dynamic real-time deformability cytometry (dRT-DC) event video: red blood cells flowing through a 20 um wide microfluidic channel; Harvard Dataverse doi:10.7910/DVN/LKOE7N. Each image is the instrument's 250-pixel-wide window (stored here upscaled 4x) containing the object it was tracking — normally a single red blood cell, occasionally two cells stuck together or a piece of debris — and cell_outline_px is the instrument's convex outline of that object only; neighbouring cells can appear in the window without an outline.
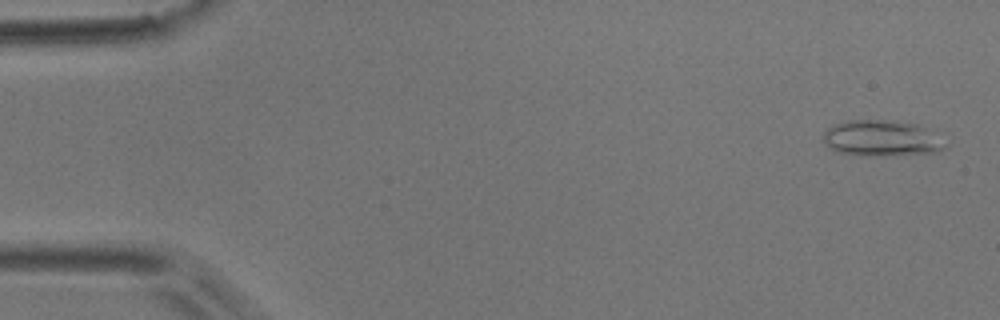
{"species": "common noctule bat (a hibernating species)", "species_latin": "Nyctalus noctula", "temperature_condition": "room temperature", "stored_images_in_passage": 52, "camera_frame_rate_fps": 3000, "um_per_image_px": 0.085, "animal": {"sex": "male", "body_mass_g": 17.9}, "frame": {"image": 1, "passage_image": 2, "time_ms": 0.333, "image_size_px": [1000, 320], "cell_outline_px": [[944, 148], [936, 152], [876, 156], [864, 156], [836, 152], [824, 144], [824, 132], [828, 128], [836, 124], [848, 120], [884, 120], [920, 124]], "centroid_in_image_um": [74.78, 11.76], "position_along_channel_um": 10.2, "area_um2": 24.8}}
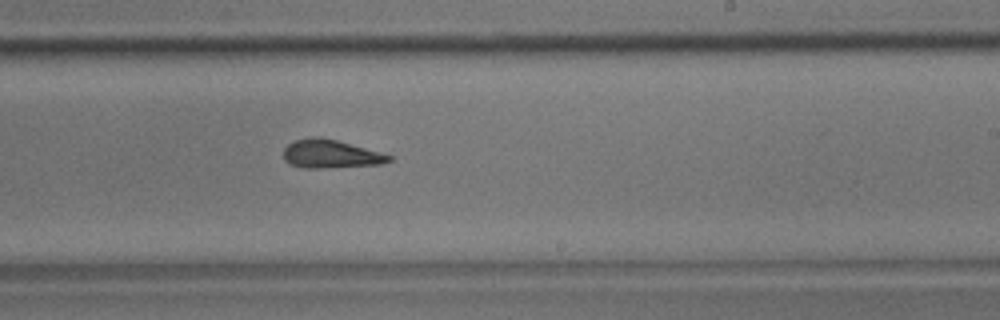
{"frame": {"image": 2, "passage_image": 31, "time_ms": 10.0, "image_size_px": [1000, 320], "cell_outline_px": [[392, 160], [380, 164], [320, 168], [304, 168], [288, 164], [284, 160], [284, 148], [288, 144], [296, 140], [312, 136], [320, 136], [336, 140], [392, 156]], "centroid_in_image_um": [28.04, 13.09], "position_along_channel_um": 261.0, "area_um2": 17.22}}
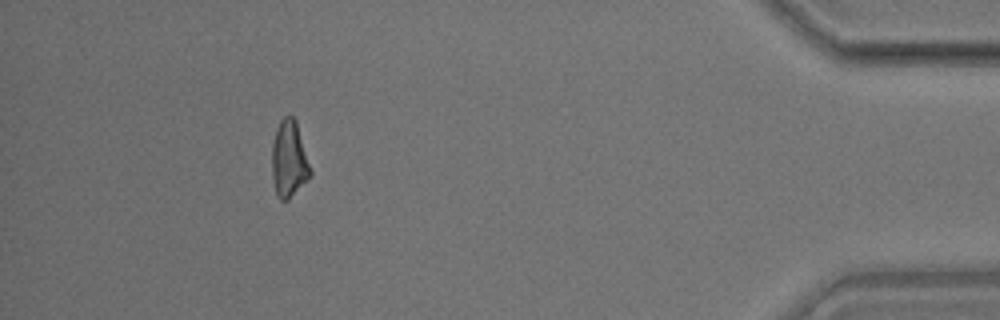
{"frame": {"image": 3, "passage_image": 47, "time_ms": 15.333, "image_size_px": [1000, 320], "cell_outline_px": [[312, 176], [288, 200], [280, 200], [276, 196], [272, 180], [272, 144], [276, 128], [280, 120], [284, 116], [292, 116], [296, 120], [312, 172]], "centroid_in_image_um": [24.56, 13.56], "position_along_channel_um": 410.6, "area_um2": 17.4}, "authors_computed_cell_mechanics": {"area_um2": 17.8024, "velocity_mm_per_s": 3.8763, "shape_relaxation_time_tau1_ms": null, "shape_relaxation_time_tau2_ms": 4.3281, "deformation_change_tau1": null, "deformation_change_tau2": 0.1734}}